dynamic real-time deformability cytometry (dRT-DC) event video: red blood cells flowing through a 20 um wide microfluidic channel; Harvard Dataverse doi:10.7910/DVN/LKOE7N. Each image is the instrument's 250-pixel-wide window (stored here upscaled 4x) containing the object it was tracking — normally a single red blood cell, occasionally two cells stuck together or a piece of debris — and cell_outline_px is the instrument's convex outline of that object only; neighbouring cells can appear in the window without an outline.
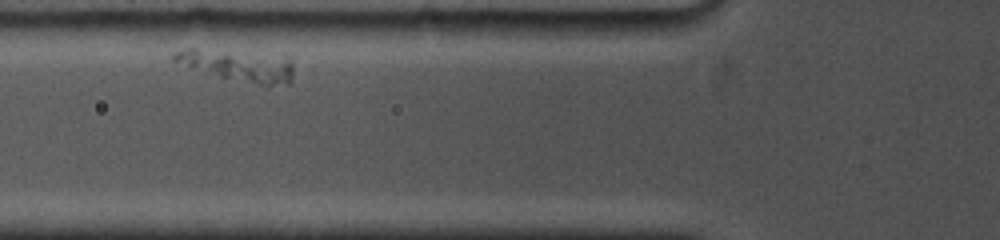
{"species": "common noctule bat (a hibernating species)", "species_latin": "Nyctalus noctula", "temperature_condition": "cold", "stored_images_in_passage": 31, "camera_frame_rate_fps": 5000, "um_per_image_px": 0.085, "animal": {"sex": "female", "body_mass_g": 19.0, "forearm_length_mm": 53.3}, "frame": {"image": 1, "passage_image": 5, "time_ms": 1.4, "image_size_px": [1000, 240], "cell_outline_px": [[292, 84], [268, 88], [220, 76], [172, 60], [172, 52], [184, 48], [196, 48], [292, 56]], "centroid_in_image_um": [20.39, 5.57], "position_along_channel_um": 105.4, "area_um2": 22.37}}
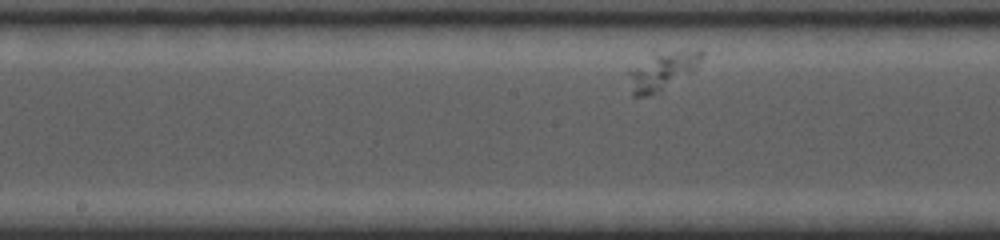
{"frame": {"image": 2, "passage_image": 14, "time_ms": 4.2, "image_size_px": [1000, 240], "cell_outline_px": [[704, 56], [692, 68], [656, 92], [644, 96], [632, 96], [628, 72], [652, 52], [700, 48], [704, 52]], "centroid_in_image_um": [56.25, 5.93], "position_along_channel_um": 191.9, "area_um2": 15.55}}
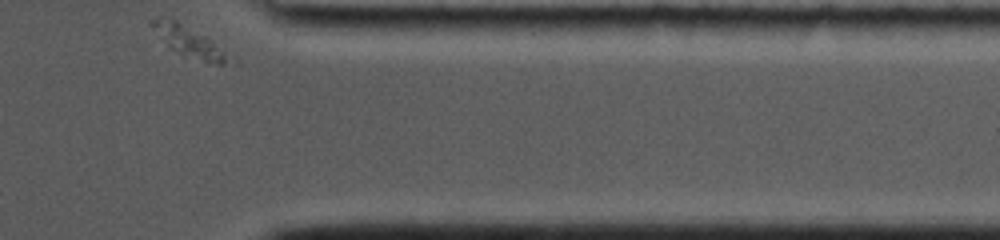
{"frame": {"image": 3, "passage_image": 31, "time_ms": 10.6, "image_size_px": [1000, 240], "cell_outline_px": [[224, 64], [220, 64], [204, 60], [172, 48], [148, 20], [176, 20], [204, 36], [224, 48]], "centroid_in_image_um": [16.08, 3.48], "position_along_channel_um": 395.3, "area_um2": 11.62}}